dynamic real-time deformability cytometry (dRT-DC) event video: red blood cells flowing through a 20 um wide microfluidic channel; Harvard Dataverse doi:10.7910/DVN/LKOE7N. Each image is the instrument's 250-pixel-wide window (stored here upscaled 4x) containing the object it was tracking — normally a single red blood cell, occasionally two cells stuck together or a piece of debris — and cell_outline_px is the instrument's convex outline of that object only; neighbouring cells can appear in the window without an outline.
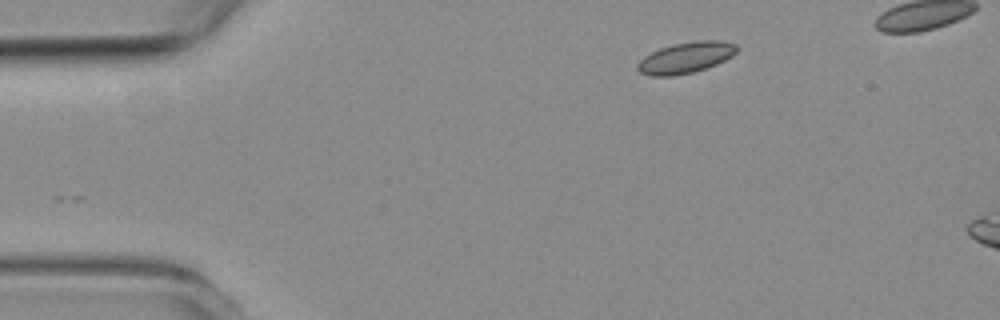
{"species": "common noctule bat (a hibernating species)", "species_latin": "Nyctalus noctula", "temperature_condition": "room temperature", "stored_images_in_passage": 2, "camera_frame_rate_fps": 3000, "um_per_image_px": 0.085, "animal": {"sex": "female", "body_mass_g": 19.3, "forearm_length_mm": 54.1}, "frame": {"image": 1, "passage_image": 2, "time_ms": 1.0, "image_size_px": [1000, 320], "cell_outline_px": [[740, 48], [732, 56], [716, 64], [692, 72], [672, 76], [652, 76], [640, 72], [636, 68], [636, 64], [644, 56], [660, 48], [672, 44], [696, 40], [720, 40], [736, 44]], "centroid_in_image_um": [58.29, 4.88], "position_along_channel_um": 26.7, "area_um2": 17.98}}